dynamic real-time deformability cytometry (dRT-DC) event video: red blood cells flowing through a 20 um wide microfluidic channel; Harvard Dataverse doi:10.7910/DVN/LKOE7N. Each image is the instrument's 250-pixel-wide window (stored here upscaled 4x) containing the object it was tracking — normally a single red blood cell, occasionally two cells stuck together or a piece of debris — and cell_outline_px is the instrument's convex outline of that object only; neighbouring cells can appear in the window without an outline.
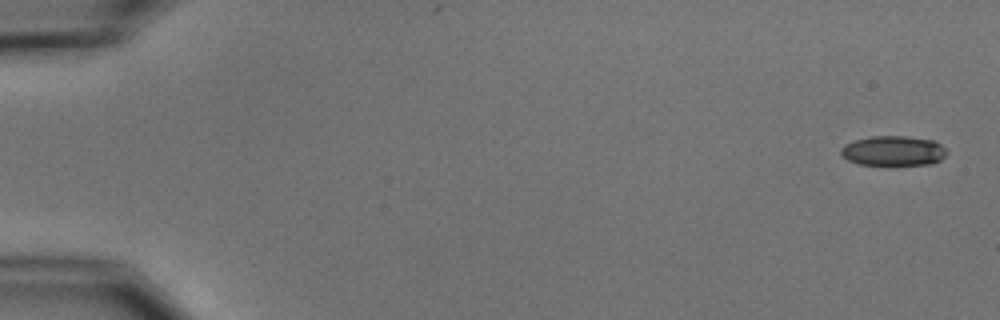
{"species": "common noctule bat (a hibernating species)", "species_latin": "Nyctalus noctula", "temperature_condition": "cold", "stored_images_in_passage": 8, "camera_frame_rate_fps": 3000, "um_per_image_px": 0.085, "animal": {"sex": "male", "body_mass_g": 15.6}, "frame": {"image": 1, "passage_image": 1, "time_ms": 0.0, "image_size_px": [1000, 320], "cell_outline_px": [[948, 152], [940, 160], [932, 164], [860, 164], [848, 160], [840, 152], [840, 148], [844, 144], [856, 140], [872, 136], [904, 136], [936, 140]], "centroid_in_image_um": [75.95, 12.8], "position_along_channel_um": 9.1, "area_um2": 18.26}}
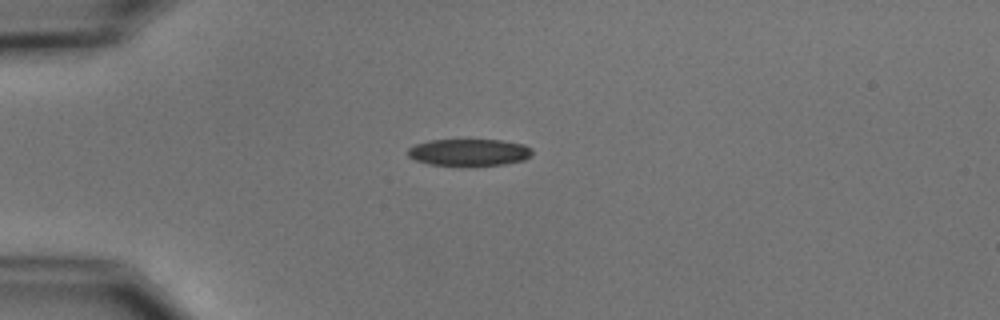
{"frame": {"image": 2, "passage_image": 4, "time_ms": 4.333, "image_size_px": [1000, 320], "cell_outline_px": [[532, 156], [524, 160], [504, 164], [428, 164], [416, 160], [408, 156], [408, 148], [416, 144], [428, 140], [500, 140], [524, 144], [532, 148]], "centroid_in_image_um": [39.9, 12.92], "position_along_channel_um": 45.1, "area_um2": 19.13}}
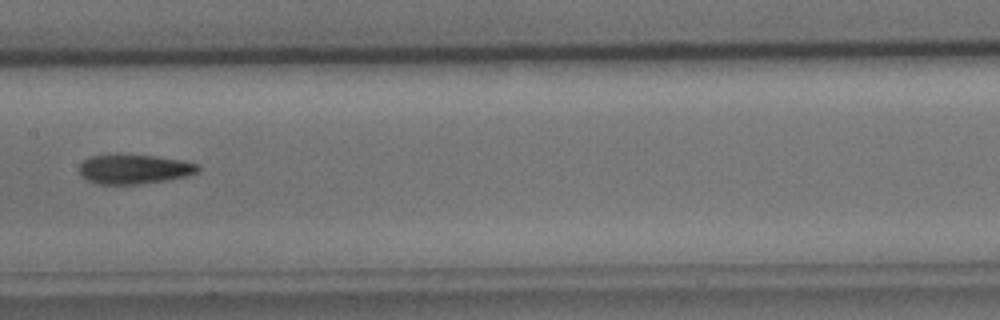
{"frame": {"image": 3, "passage_image": 8, "time_ms": 9.0, "image_size_px": [1000, 320], "cell_outline_px": [[200, 172], [188, 176], [140, 184], [100, 184], [88, 180], [80, 172], [80, 164], [84, 160], [92, 156], [120, 152], [156, 156], [184, 160], [200, 164]], "centroid_in_image_um": [11.46, 14.34], "position_along_channel_um": 195.9, "area_um2": 20.92}}